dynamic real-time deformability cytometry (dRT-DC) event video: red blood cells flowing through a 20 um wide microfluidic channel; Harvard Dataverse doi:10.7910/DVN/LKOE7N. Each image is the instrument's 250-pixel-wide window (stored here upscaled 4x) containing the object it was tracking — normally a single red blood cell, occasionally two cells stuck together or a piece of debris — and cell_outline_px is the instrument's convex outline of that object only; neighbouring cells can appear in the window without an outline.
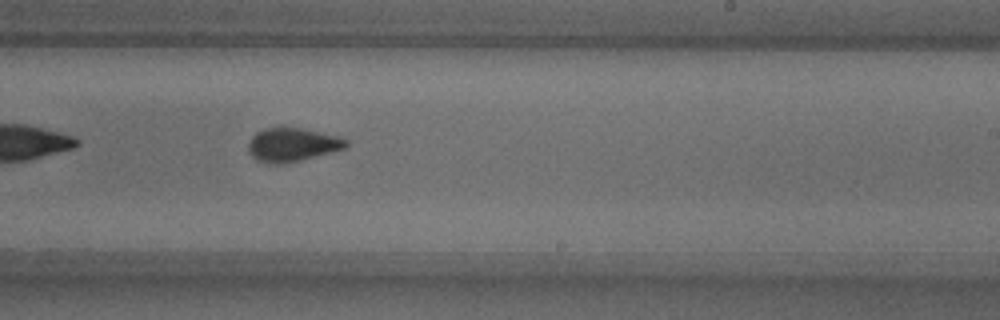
{"species": "common noctule bat (a hibernating species)", "species_latin": "Nyctalus noctula", "temperature_condition": "warm", "stored_images_in_passage": 37, "camera_frame_rate_fps": 3000, "um_per_image_px": 0.085, "animal": {"sex": "male", "body_mass_g": 18.8}, "frame": {"image": 1, "passage_image": 16, "time_ms": 5.0, "image_size_px": [1000, 320], "cell_outline_px": [[348, 144], [344, 148], [300, 160], [280, 164], [272, 164], [256, 160], [248, 152], [248, 144], [252, 136], [256, 132], [264, 128], [300, 128], [336, 136], [348, 140]], "centroid_in_image_um": [24.78, 12.3], "position_along_channel_um": 264.2, "area_um2": 18.79}}
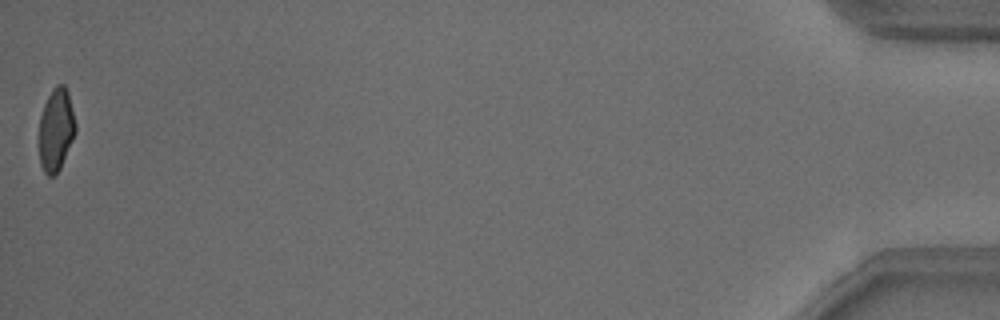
{"frame": {"image": 2, "passage_image": 37, "time_ms": 12.0, "image_size_px": [1000, 320], "cell_outline_px": [[76, 132], [60, 168], [52, 176], [48, 176], [44, 172], [40, 164], [40, 116], [44, 104], [52, 88], [56, 84], [64, 84], [68, 92], [76, 124]], "centroid_in_image_um": [4.77, 11.0], "position_along_channel_um": 430.4, "area_um2": 17.4}}